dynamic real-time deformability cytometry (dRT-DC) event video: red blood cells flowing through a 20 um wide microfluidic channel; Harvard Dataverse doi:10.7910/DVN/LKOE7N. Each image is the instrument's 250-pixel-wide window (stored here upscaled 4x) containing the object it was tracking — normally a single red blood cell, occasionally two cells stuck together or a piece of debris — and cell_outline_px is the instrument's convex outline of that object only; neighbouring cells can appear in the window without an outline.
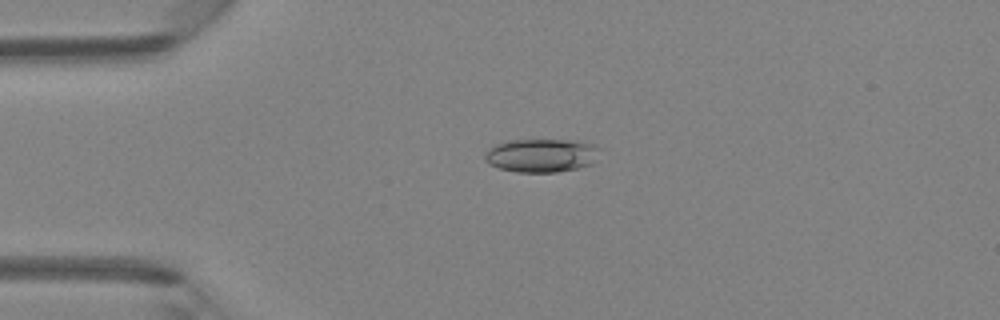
{"species": "Egyptian fruit bat (a non-hibernating species)", "species_latin": "Rousettus aegyptiacus", "temperature_condition": "room temperature", "stored_images_in_passage": 4, "camera_frame_rate_fps": 3000, "um_per_image_px": 0.085, "animal": {"sex": "female"}, "frame": {"image": 1, "passage_image": 3, "time_ms": 2.333, "image_size_px": [1000, 320], "cell_outline_px": [[600, 148], [596, 160], [592, 164], [576, 168], [556, 172], [516, 172], [500, 168], [488, 164], [484, 160], [484, 156], [488, 148], [496, 144], [512, 140], [584, 140], [596, 144]], "centroid_in_image_um": [46.06, 13.2], "position_along_channel_um": 38.9, "area_um2": 22.72}}